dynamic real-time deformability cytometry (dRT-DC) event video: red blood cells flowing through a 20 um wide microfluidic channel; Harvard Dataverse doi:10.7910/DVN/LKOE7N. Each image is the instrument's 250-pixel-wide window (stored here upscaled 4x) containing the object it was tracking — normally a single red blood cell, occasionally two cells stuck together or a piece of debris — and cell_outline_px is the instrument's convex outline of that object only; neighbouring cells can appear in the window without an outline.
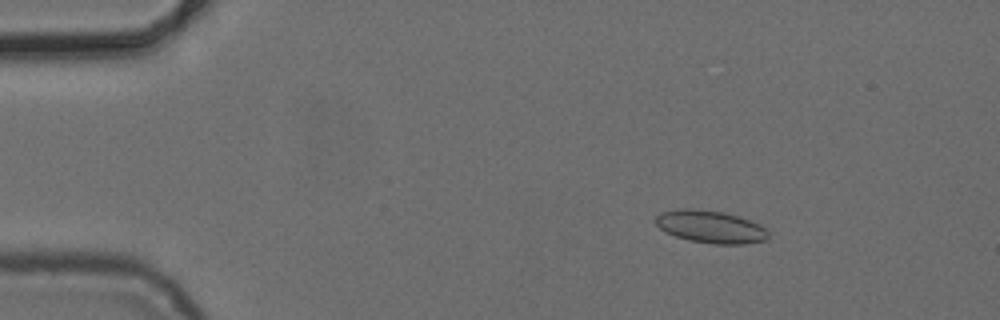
{"species": "common noctule bat (a hibernating species)", "species_latin": "Nyctalus noctula", "temperature_condition": "cold", "stored_images_in_passage": 5, "camera_frame_rate_fps": 3000, "um_per_image_px": 0.085, "animal": {"sex": "female", "body_mass_g": 24.6, "forearm_length_mm": 56.2}, "frame": {"image": 1, "passage_image": 3, "time_ms": 2.333, "image_size_px": [1000, 320], "cell_outline_px": [[768, 236], [764, 240], [744, 244], [712, 244], [688, 240], [676, 236], [660, 228], [656, 224], [656, 216], [664, 212], [680, 208], [692, 208], [724, 212], [748, 220], [764, 228], [768, 232]], "centroid_in_image_um": [60.37, 19.28], "position_along_channel_um": 24.6, "area_um2": 20.98}}